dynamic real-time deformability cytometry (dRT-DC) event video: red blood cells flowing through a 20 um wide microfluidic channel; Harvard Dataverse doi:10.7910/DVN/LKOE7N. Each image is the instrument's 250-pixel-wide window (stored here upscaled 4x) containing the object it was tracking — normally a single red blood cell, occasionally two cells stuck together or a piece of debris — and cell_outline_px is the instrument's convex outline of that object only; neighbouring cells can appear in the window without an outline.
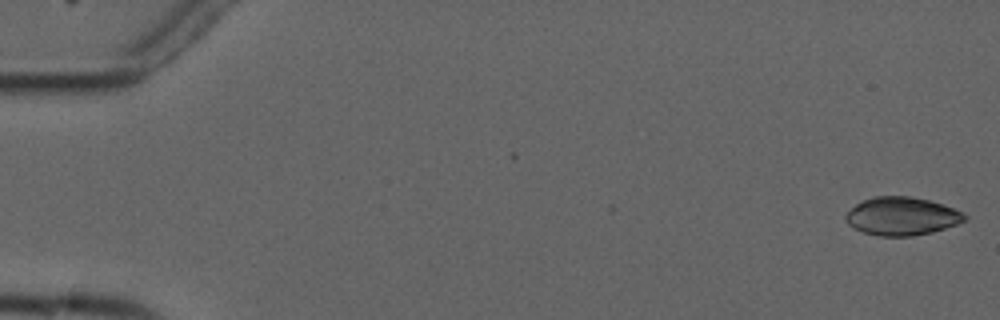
{"species": "common noctule bat (a hibernating species)", "species_latin": "Nyctalus noctula", "temperature_condition": "cold", "stored_images_in_passage": 8, "camera_frame_rate_fps": 3000, "um_per_image_px": 0.085, "animal": {"sex": "male", "forearm_length_mm": 52.5}, "frame": {"image": 1, "passage_image": 1, "time_ms": 0.0, "image_size_px": [1000, 320], "cell_outline_px": [[968, 216], [964, 220], [956, 224], [932, 232], [912, 236], [880, 236], [864, 232], [848, 224], [844, 216], [856, 204], [872, 196], [908, 196], [928, 200], [944, 204], [964, 212]], "centroid_in_image_um": [76.67, 18.37], "position_along_channel_um": 8.3, "area_um2": 26.3}}
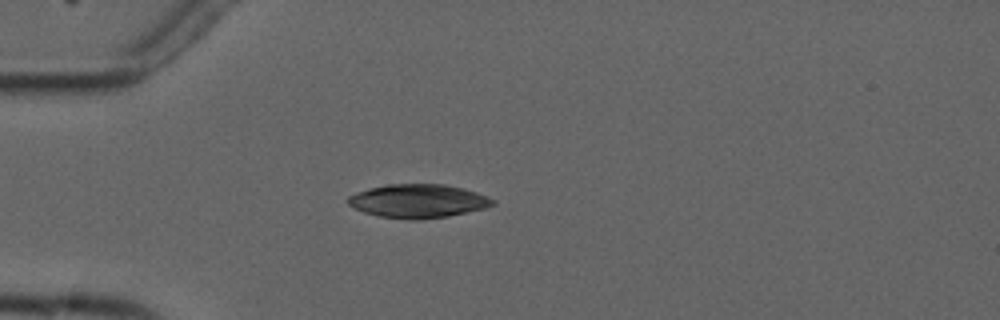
{"frame": {"image": 2, "passage_image": 5, "time_ms": 4.667, "image_size_px": [1000, 320], "cell_outline_px": [[496, 204], [484, 208], [448, 216], [416, 220], [408, 220], [380, 216], [364, 212], [348, 204], [348, 196], [356, 192], [388, 184], [444, 184], [476, 192], [488, 196], [496, 200]], "centroid_in_image_um": [35.56, 17.09], "position_along_channel_um": 49.4, "area_um2": 28.15}}
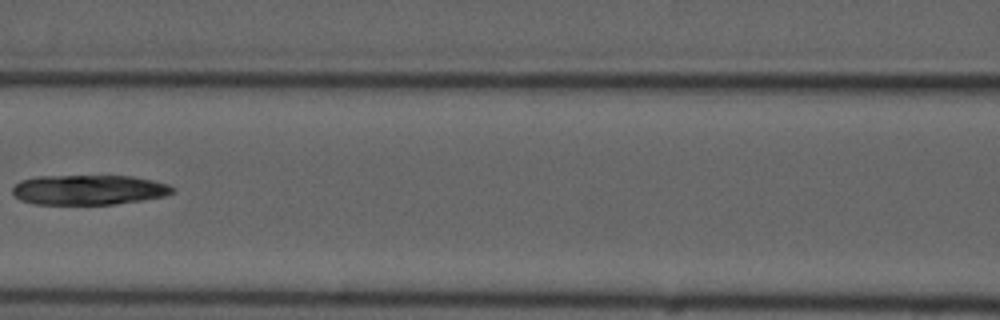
{"frame": {"image": 3, "passage_image": 8, "time_ms": 8.0, "image_size_px": [1000, 320], "cell_outline_px": [[176, 192], [164, 196], [140, 200], [112, 204], [36, 204], [20, 200], [12, 192], [12, 188], [20, 180], [36, 176], [132, 176], [152, 180], [168, 184], [176, 188]], "centroid_in_image_um": [7.55, 16.13], "position_along_channel_um": 159.1, "area_um2": 27.92}}